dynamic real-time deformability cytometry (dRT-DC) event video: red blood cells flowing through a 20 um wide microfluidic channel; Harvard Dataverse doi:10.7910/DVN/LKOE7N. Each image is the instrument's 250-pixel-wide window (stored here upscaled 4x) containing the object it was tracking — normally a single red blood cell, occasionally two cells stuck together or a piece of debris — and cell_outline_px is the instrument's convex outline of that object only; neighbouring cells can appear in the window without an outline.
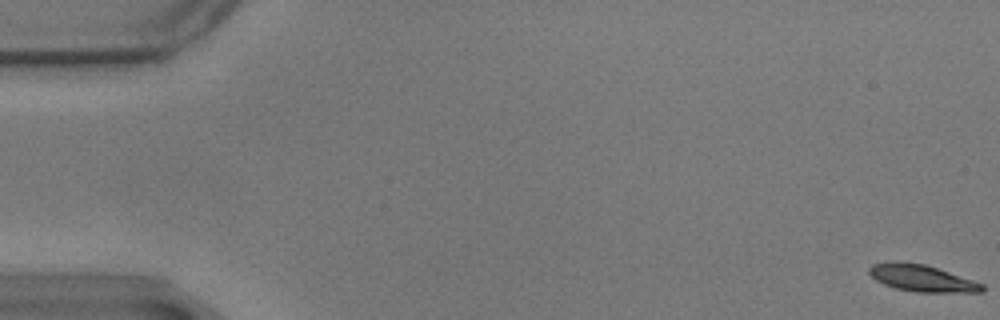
{"species": "common noctule bat (a hibernating species)", "species_latin": "Nyctalus noctula", "temperature_condition": "warm", "stored_images_in_passage": 30, "camera_frame_rate_fps": 3000, "um_per_image_px": 0.085, "animal": {"sex": "male", "body_mass_g": 17.9}, "frame": {"image": 1, "passage_image": 1, "time_ms": 0.0, "image_size_px": [1000, 320], "cell_outline_px": [[984, 292], [916, 292], [896, 288], [884, 284], [876, 280], [868, 272], [868, 268], [872, 264], [924, 264], [984, 284]], "centroid_in_image_um": [78.41, 23.69], "position_along_channel_um": 6.6, "area_um2": 16.76}}
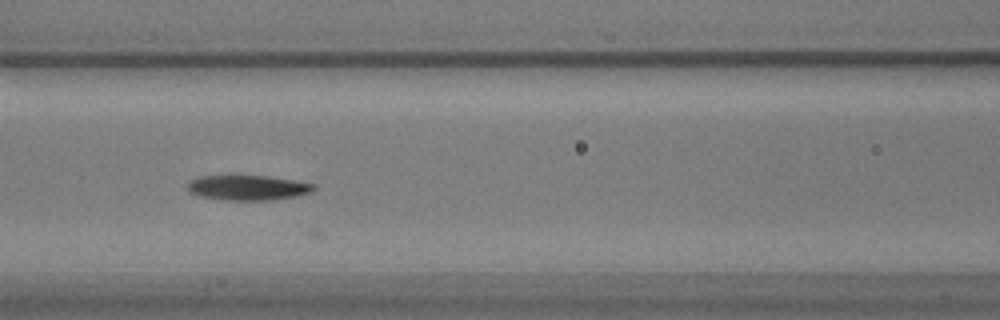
{"frame": {"image": 2, "passage_image": 26, "time_ms": 8.333, "image_size_px": [1000, 320], "cell_outline_px": [[316, 188], [312, 192], [296, 196], [272, 200], [224, 200], [200, 196], [188, 192], [188, 184], [196, 176], [228, 172], [236, 172], [268, 176], [316, 184]], "centroid_in_image_um": [21.0, 15.89], "position_along_channel_um": 145.6, "area_um2": 19.54}}
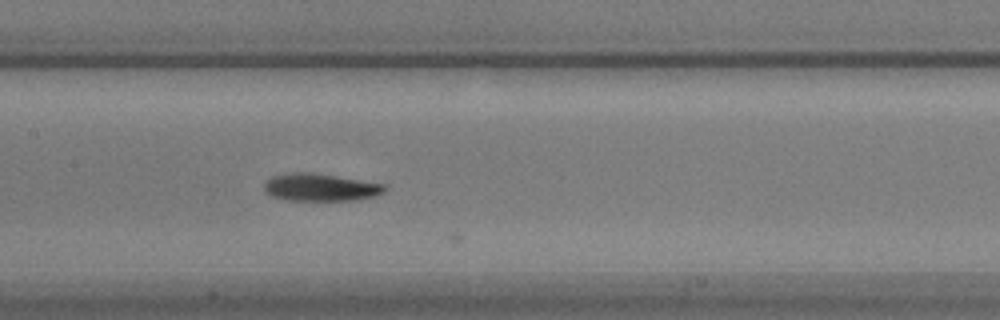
{"frame": {"image": 3, "passage_image": 29, "time_ms": 9.333, "image_size_px": [1000, 320], "cell_outline_px": [[388, 188], [384, 192], [372, 196], [352, 200], [288, 200], [272, 196], [264, 192], [264, 184], [272, 176], [292, 172], [312, 172], [388, 184]], "centroid_in_image_um": [27.25, 15.91], "position_along_channel_um": 180.1, "area_um2": 19.36}}